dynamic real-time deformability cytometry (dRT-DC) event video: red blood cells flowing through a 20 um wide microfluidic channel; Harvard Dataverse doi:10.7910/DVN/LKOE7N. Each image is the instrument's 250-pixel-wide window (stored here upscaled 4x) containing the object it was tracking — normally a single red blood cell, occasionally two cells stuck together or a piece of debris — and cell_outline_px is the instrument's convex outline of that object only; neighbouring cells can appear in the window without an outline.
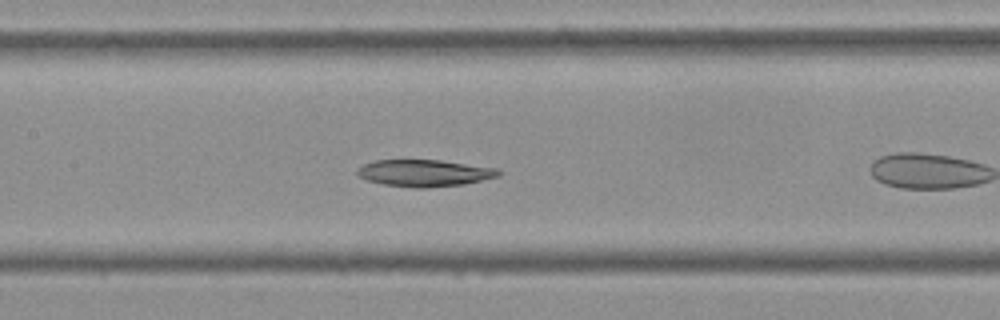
{"species": "Egyptian fruit bat (a non-hibernating species)", "species_latin": "Rousettus aegyptiacus", "temperature_condition": "cold", "stored_images_in_passage": 39, "camera_frame_rate_fps": 3000, "um_per_image_px": 0.085, "frame": {"image": 1, "passage_image": 10, "time_ms": 3.0, "image_size_px": [1000, 320], "cell_outline_px": [[504, 172], [500, 176], [464, 184], [424, 188], [416, 188], [384, 184], [368, 180], [360, 176], [356, 172], [364, 164], [376, 160], [440, 160], [496, 168]], "centroid_in_image_um": [36.13, 14.71], "position_along_channel_um": 171.3, "area_um2": 21.91}}
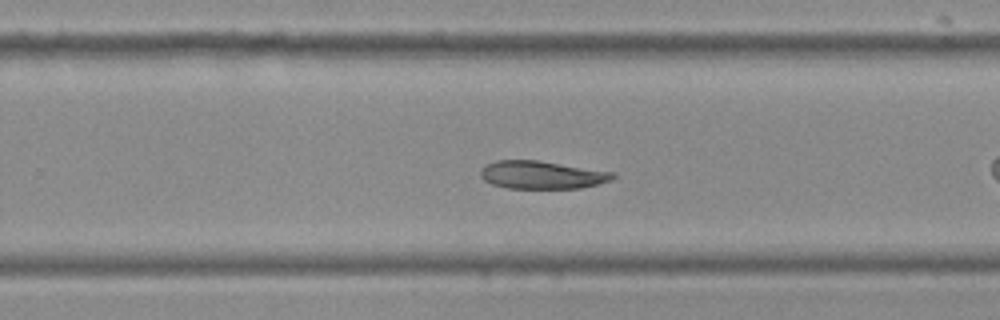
{"frame": {"image": 2, "passage_image": 19, "time_ms": 6.0, "image_size_px": [1000, 320], "cell_outline_px": [[616, 176], [612, 180], [580, 188], [508, 188], [492, 184], [484, 180], [480, 176], [480, 172], [484, 164], [496, 160], [536, 160], [616, 172]], "centroid_in_image_um": [46.05, 14.86], "position_along_channel_um": 283.7, "area_um2": 21.56}}
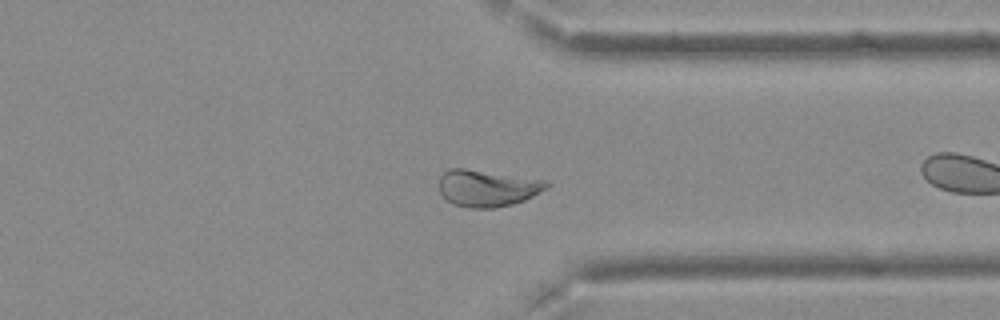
{"frame": {"image": 3, "passage_image": 26, "time_ms": 8.333, "image_size_px": [1000, 320], "cell_outline_px": [[548, 188], [524, 200], [512, 204], [496, 208], [468, 208], [452, 204], [440, 192], [440, 176], [448, 168], [464, 168], [548, 180]], "centroid_in_image_um": [41.42, 15.99], "position_along_channel_um": 370.0, "area_um2": 23.06}}